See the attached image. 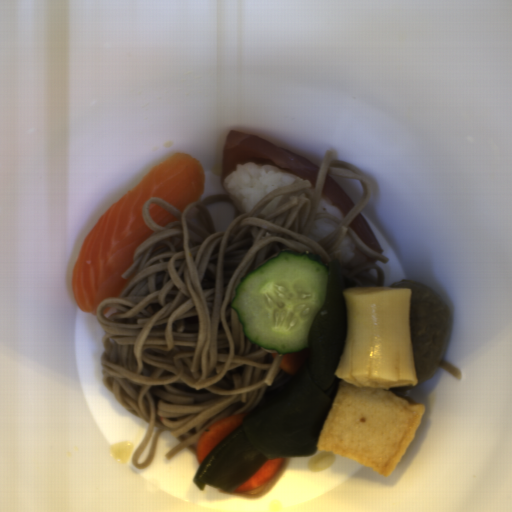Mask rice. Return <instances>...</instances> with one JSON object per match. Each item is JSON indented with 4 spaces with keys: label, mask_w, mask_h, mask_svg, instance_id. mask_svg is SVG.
Returning a JSON list of instances; mask_svg holds the SVG:
<instances>
[{
    "label": "rice",
    "mask_w": 512,
    "mask_h": 512,
    "mask_svg": "<svg viewBox=\"0 0 512 512\" xmlns=\"http://www.w3.org/2000/svg\"><path fill=\"white\" fill-rule=\"evenodd\" d=\"M297 182L298 177L286 169L267 163L248 162L236 165V170L223 179V186L238 214H248L275 190Z\"/></svg>",
    "instance_id": "rice-1"
},
{
    "label": "rice",
    "mask_w": 512,
    "mask_h": 512,
    "mask_svg": "<svg viewBox=\"0 0 512 512\" xmlns=\"http://www.w3.org/2000/svg\"><path fill=\"white\" fill-rule=\"evenodd\" d=\"M338 224L335 220L330 218H320L316 220H312L311 226L309 229V235L316 240H321L326 236L335 232L338 228Z\"/></svg>",
    "instance_id": "rice-3"
},
{
    "label": "rice",
    "mask_w": 512,
    "mask_h": 512,
    "mask_svg": "<svg viewBox=\"0 0 512 512\" xmlns=\"http://www.w3.org/2000/svg\"><path fill=\"white\" fill-rule=\"evenodd\" d=\"M317 213H331L337 218L344 219L345 214L341 207L336 206L326 195L320 197Z\"/></svg>",
    "instance_id": "rice-4"
},
{
    "label": "rice",
    "mask_w": 512,
    "mask_h": 512,
    "mask_svg": "<svg viewBox=\"0 0 512 512\" xmlns=\"http://www.w3.org/2000/svg\"><path fill=\"white\" fill-rule=\"evenodd\" d=\"M282 196H277L273 199H271L268 203H266L264 205V208H263V211L261 214H267V215H272L273 212L276 210V208L278 207V205L280 204L281 200H282Z\"/></svg>",
    "instance_id": "rice-5"
},
{
    "label": "rice",
    "mask_w": 512,
    "mask_h": 512,
    "mask_svg": "<svg viewBox=\"0 0 512 512\" xmlns=\"http://www.w3.org/2000/svg\"><path fill=\"white\" fill-rule=\"evenodd\" d=\"M332 260H338L340 266L362 267L365 265L366 256L361 251L350 232L343 237L332 254Z\"/></svg>",
    "instance_id": "rice-2"
}]
</instances>
